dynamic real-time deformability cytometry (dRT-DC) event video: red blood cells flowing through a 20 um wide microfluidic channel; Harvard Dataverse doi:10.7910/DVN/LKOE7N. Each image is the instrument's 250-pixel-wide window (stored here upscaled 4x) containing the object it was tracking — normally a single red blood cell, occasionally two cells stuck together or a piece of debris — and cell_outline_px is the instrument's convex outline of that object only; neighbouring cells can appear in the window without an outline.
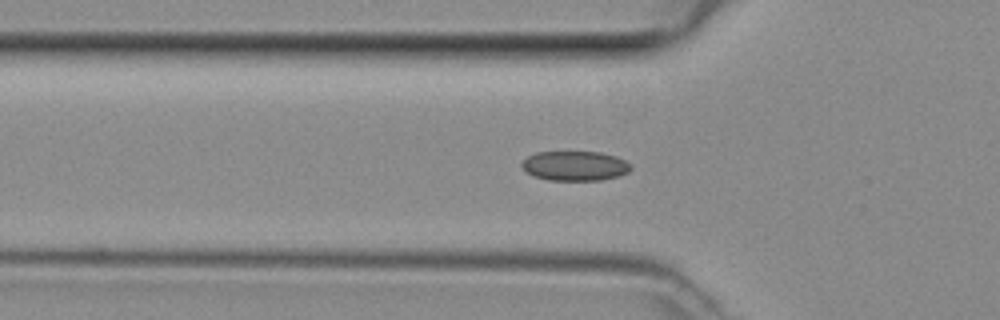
{"species": "common noctule bat (a hibernating species)", "species_latin": "Nyctalus noctula", "temperature_condition": "room temperature", "stored_images_in_passage": 48, "camera_frame_rate_fps": 3000, "um_per_image_px": 0.085, "animal": {"sex": "female", "body_mass_g": 29.2, "forearm_length_mm": 56.3}, "frame": {"image": 1, "passage_image": 15, "time_ms": 4.667, "image_size_px": [1000, 320], "cell_outline_px": [[632, 168], [628, 172], [620, 176], [600, 180], [548, 180], [536, 176], [528, 172], [520, 164], [528, 156], [536, 152], [600, 152], [616, 156], [632, 164]], "centroid_in_image_um": [48.92, 14.09], "position_along_channel_um": 76.9, "area_um2": 18.79}}
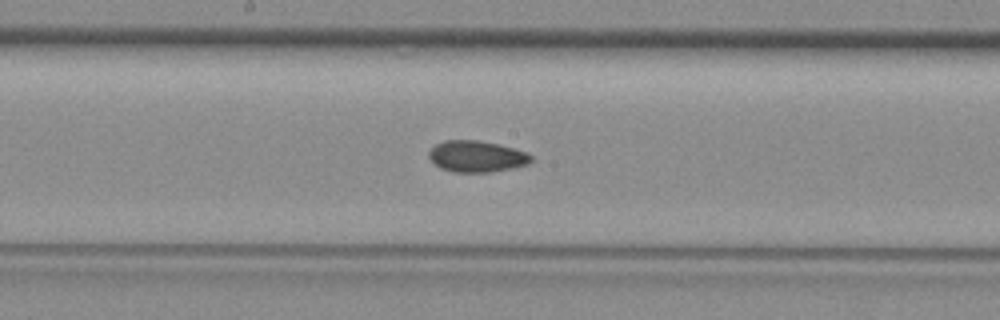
{"frame": {"image": 2, "passage_image": 24, "time_ms": 7.667, "image_size_px": [1000, 320], "cell_outline_px": [[532, 160], [528, 164], [512, 168], [492, 172], [452, 172], [440, 168], [428, 156], [428, 152], [436, 144], [444, 140], [476, 140], [496, 144], [528, 152], [532, 156]], "centroid_in_image_um": [40.51, 13.3], "position_along_channel_um": 207.7, "area_um2": 18.61}}
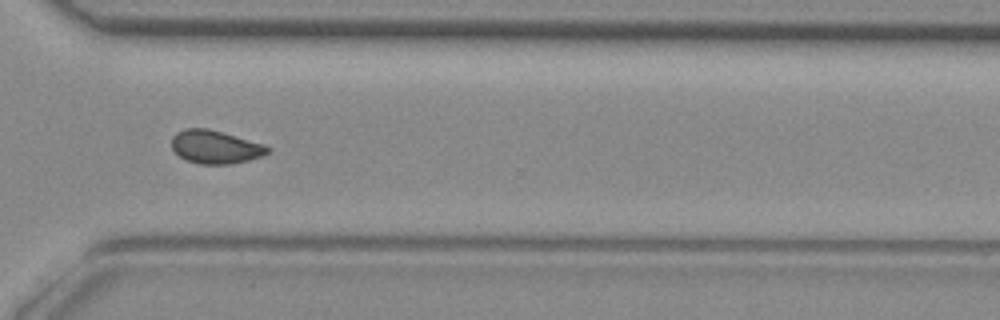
{"frame": {"image": 3, "passage_image": 34, "time_ms": 11.0, "image_size_px": [1000, 320], "cell_outline_px": [[272, 148], [264, 156], [232, 164], [200, 164], [188, 160], [180, 156], [172, 148], [172, 136], [176, 132], [184, 128], [208, 128], [264, 144]], "centroid_in_image_um": [18.32, 12.48], "position_along_channel_um": 352.3, "area_um2": 18.61}}